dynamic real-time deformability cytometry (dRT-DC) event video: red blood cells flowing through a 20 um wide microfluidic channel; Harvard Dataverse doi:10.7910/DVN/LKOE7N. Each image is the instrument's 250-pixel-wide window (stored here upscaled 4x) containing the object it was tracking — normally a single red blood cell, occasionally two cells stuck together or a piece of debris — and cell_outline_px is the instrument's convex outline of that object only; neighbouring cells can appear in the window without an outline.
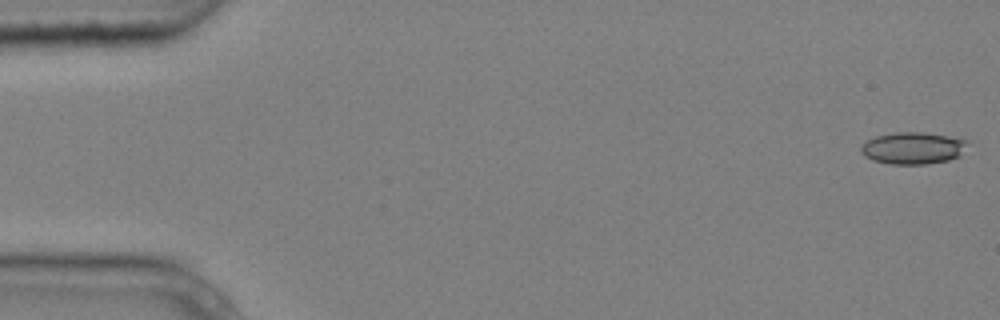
{"species": "common noctule bat (a hibernating species)", "species_latin": "Nyctalus noctula", "temperature_condition": "cold", "stored_images_in_passage": 5, "camera_frame_rate_fps": 3000, "um_per_image_px": 0.085, "animal": {"sex": "male", "body_mass_g": 20.4}, "frame": {"image": 1, "passage_image": 1, "time_ms": 0.0, "image_size_px": [1000, 320], "cell_outline_px": [[972, 140], [960, 156], [948, 160], [924, 164], [888, 164], [872, 160], [864, 156], [860, 152], [860, 148], [868, 140], [876, 136], [896, 132], [924, 132]], "centroid_in_image_um": [77.64, 12.58], "position_along_channel_um": 7.4, "area_um2": 20.06}}
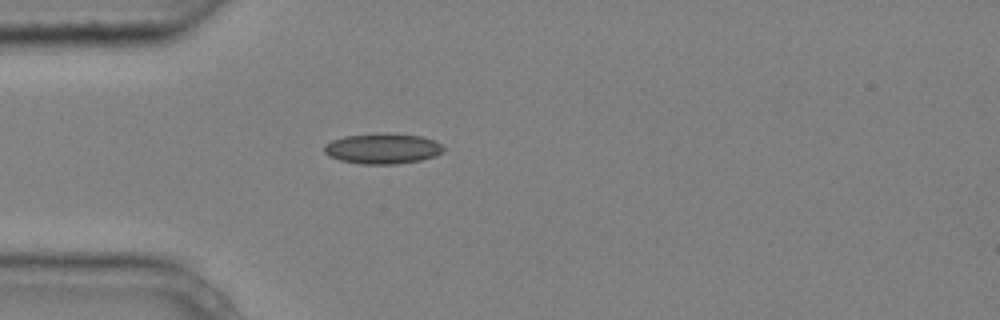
{"frame": {"image": 2, "passage_image": 5, "time_ms": 1.333, "image_size_px": [1000, 320], "cell_outline_px": [[448, 148], [444, 152], [420, 160], [396, 164], [360, 164], [340, 160], [328, 156], [324, 152], [324, 144], [332, 140], [344, 136], [420, 136], [432, 140]], "centroid_in_image_um": [32.5, 12.69], "position_along_channel_um": 52.5, "area_um2": 20.23}}